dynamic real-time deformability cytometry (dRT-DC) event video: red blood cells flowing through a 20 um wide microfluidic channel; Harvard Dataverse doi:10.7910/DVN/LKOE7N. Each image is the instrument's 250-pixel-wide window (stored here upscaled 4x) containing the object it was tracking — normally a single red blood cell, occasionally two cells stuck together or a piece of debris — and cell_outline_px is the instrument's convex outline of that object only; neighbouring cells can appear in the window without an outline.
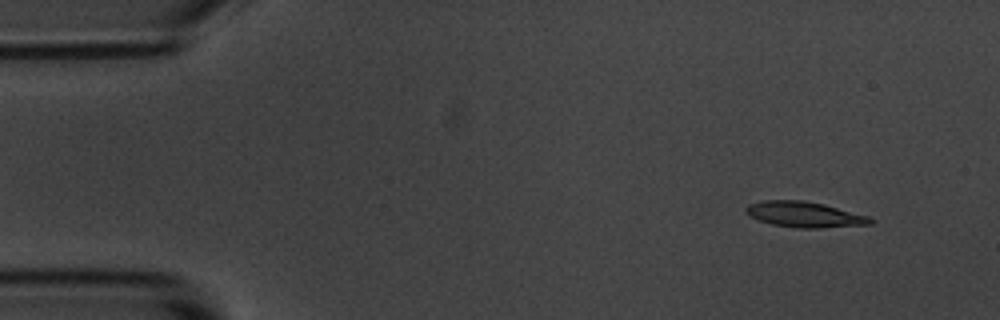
{"species": "common noctule bat (a hibernating species)", "species_latin": "Nyctalus noctula", "temperature_condition": "room temperature", "stored_images_in_passage": 3, "camera_frame_rate_fps": 3000, "um_per_image_px": 0.085, "animal": {"sex": "male", "body_mass_g": 20.1, "forearm_length_mm": 53.5}, "frame": {"image": 1, "passage_image": 1, "time_ms": 0.0, "image_size_px": [1000, 320], "cell_outline_px": [[872, 224], [820, 228], [800, 228], [772, 224], [756, 220], [748, 216], [744, 212], [744, 208], [748, 204], [760, 200], [800, 200], [824, 204], [868, 216], [872, 220]], "centroid_in_image_um": [68.29, 18.22], "position_along_channel_um": 16.7, "area_um2": 18.67}}
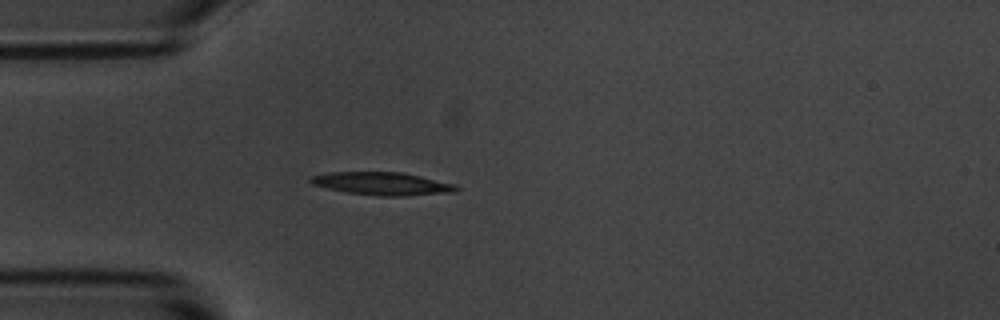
{"frame": {"image": 2, "passage_image": 3, "time_ms": 3.333, "image_size_px": [1000, 320], "cell_outline_px": [[460, 188], [456, 192], [408, 196], [380, 196], [348, 192], [328, 188], [312, 184], [308, 180], [308, 176], [328, 172], [400, 172], [420, 176], [456, 184]], "centroid_in_image_um": [32.5, 15.61], "position_along_channel_um": 52.5, "area_um2": 19.54}}